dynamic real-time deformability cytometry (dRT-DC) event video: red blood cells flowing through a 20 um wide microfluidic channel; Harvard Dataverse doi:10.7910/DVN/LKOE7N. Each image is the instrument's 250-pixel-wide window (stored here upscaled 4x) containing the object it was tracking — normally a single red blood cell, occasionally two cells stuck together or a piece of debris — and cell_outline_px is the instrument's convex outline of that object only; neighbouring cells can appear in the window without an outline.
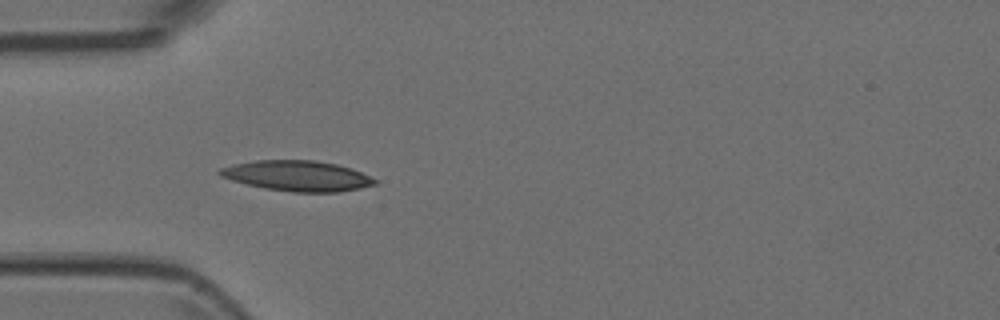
{"species": "Egyptian fruit bat (a non-hibernating species)", "species_latin": "Rousettus aegyptiacus", "temperature_condition": "room temperature", "stored_images_in_passage": 4, "camera_frame_rate_fps": 3000, "um_per_image_px": 0.085, "animal": {"sex": "female"}, "frame": {"image": 1, "passage_image": 4, "time_ms": 1.0, "image_size_px": [1000, 320], "cell_outline_px": [[376, 184], [360, 188], [340, 192], [292, 192], [264, 188], [232, 180], [220, 176], [216, 172], [220, 168], [232, 164], [256, 160], [316, 160], [336, 164], [352, 168], [376, 180]], "centroid_in_image_um": [25.25, 14.94], "position_along_channel_um": 59.8, "area_um2": 27.46}}